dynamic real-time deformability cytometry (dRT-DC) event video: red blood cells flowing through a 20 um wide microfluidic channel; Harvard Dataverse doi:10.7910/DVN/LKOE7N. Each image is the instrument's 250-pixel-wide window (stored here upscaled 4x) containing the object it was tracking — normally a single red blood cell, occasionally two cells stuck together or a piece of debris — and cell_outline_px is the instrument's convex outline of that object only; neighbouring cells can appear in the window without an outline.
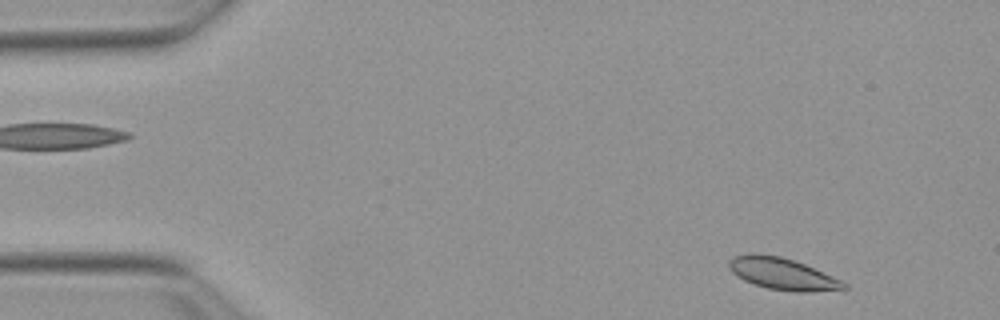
{"species": "Egyptian fruit bat (a non-hibernating species)", "species_latin": "Rousettus aegyptiacus", "temperature_condition": "warm", "stored_images_in_passage": 50, "camera_frame_rate_fps": 3000, "um_per_image_px": 0.085, "animal": {"sex": "female"}, "frame": {"image": 1, "passage_image": 2, "time_ms": 0.333, "image_size_px": [1000, 320], "cell_outline_px": [[848, 288], [808, 292], [792, 292], [768, 288], [744, 280], [732, 272], [728, 268], [728, 260], [732, 256], [752, 252], [780, 256], [804, 264], [840, 280], [848, 284]], "centroid_in_image_um": [66.45, 23.26], "position_along_channel_um": 18.6, "area_um2": 21.15}}
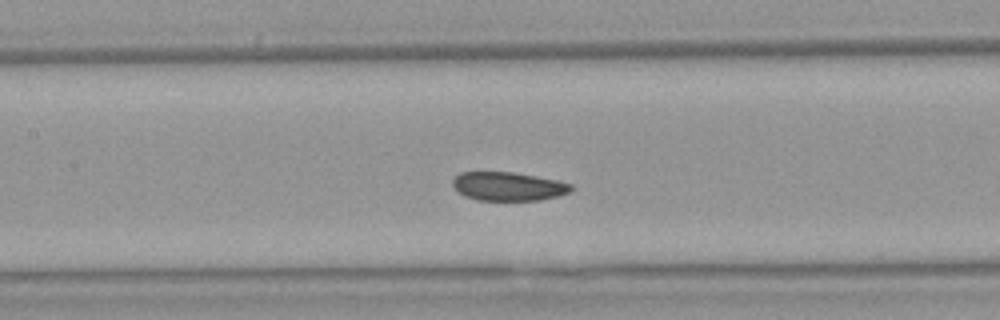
{"frame": {"image": 2, "passage_image": 21, "time_ms": 6.667, "image_size_px": [1000, 320], "cell_outline_px": [[572, 192], [540, 200], [476, 200], [464, 196], [456, 192], [452, 184], [452, 180], [460, 172], [512, 172], [536, 176], [556, 180], [572, 184]], "centroid_in_image_um": [43.16, 15.84], "position_along_channel_um": 164.2, "area_um2": 19.88}}
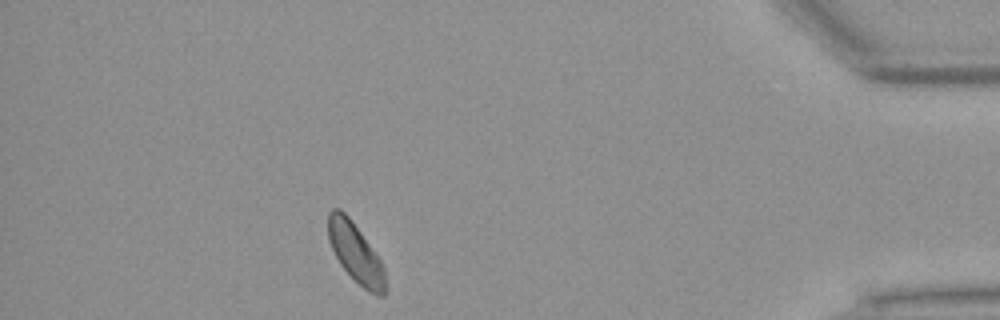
{"frame": {"image": 3, "passage_image": 44, "time_ms": 14.333, "image_size_px": [1000, 320], "cell_outline_px": [[384, 296], [380, 296], [368, 292], [340, 264], [328, 240], [328, 212], [332, 208], [340, 208], [352, 220], [380, 260], [384, 268]], "centroid_in_image_um": [30.19, 21.45], "position_along_channel_um": 405.0, "area_um2": 19.31}, "authors_computed_cell_mechanics": {"area_um2": 20.7502, "velocity_mm_per_s": 3.8155, "shape_relaxation_time_tau1_ms": 3.8378, "shape_relaxation_time_tau2_ms": null, "deformation_change_tau1": 0.0715, "deformation_change_tau2": null}}